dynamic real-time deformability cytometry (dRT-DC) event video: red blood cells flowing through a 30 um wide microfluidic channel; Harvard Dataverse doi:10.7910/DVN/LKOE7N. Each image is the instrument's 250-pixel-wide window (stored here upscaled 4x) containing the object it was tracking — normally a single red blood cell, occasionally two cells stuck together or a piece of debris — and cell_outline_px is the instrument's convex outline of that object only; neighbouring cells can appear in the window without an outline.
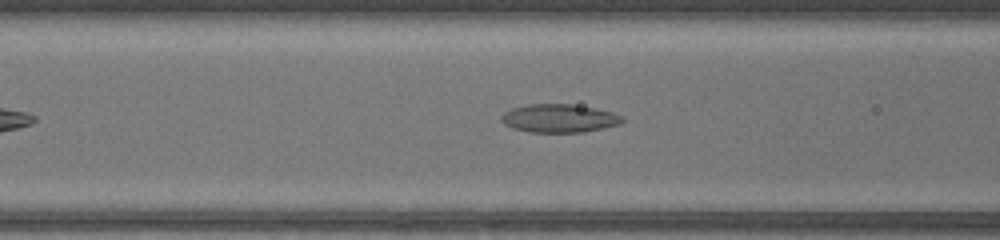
{"species": "common noctule bat (a hibernating species)", "species_latin": "Nyctalus noctula", "temperature_condition": "warm", "stored_images_in_passage": 35, "camera_frame_rate_fps": 3000, "um_per_image_px": 0.085, "animal": {"sex": "female", "body_mass_g": 17.0, "forearm_length_mm": 48.0}, "frame": {"image": 1, "passage_image": 11, "time_ms": 3.333, "image_size_px": [1000, 240], "cell_outline_px": [[624, 120], [620, 124], [584, 132], [532, 132], [512, 128], [504, 124], [500, 120], [500, 116], [504, 112], [512, 108], [528, 104], [572, 104], [596, 108], [612, 112], [620, 116]], "centroid_in_image_um": [47.5, 10.05], "position_along_channel_um": 119.1, "area_um2": 19.94}}
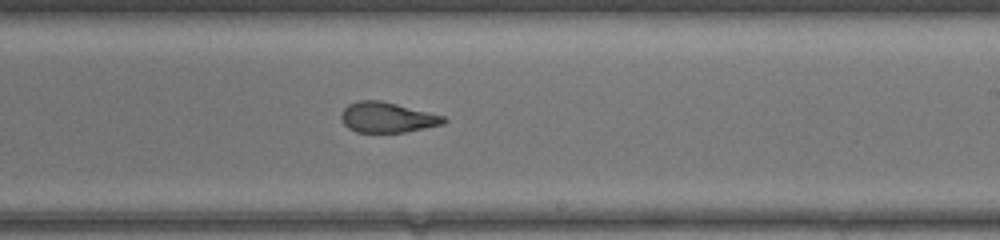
{"frame": {"image": 2, "passage_image": 20, "time_ms": 6.333, "image_size_px": [1000, 240], "cell_outline_px": [[448, 120], [444, 124], [404, 132], [356, 132], [348, 128], [344, 124], [340, 116], [344, 108], [348, 104], [360, 100], [380, 100], [444, 116]], "centroid_in_image_um": [32.9, 9.98], "position_along_channel_um": 256.1, "area_um2": 17.98}}
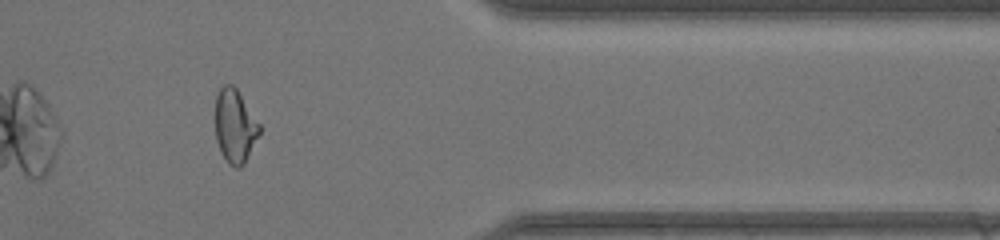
{"frame": {"image": 3, "passage_image": 30, "time_ms": 9.667, "image_size_px": [1000, 240], "cell_outline_px": [[260, 132], [244, 164], [240, 168], [236, 168], [228, 164], [220, 152], [216, 140], [216, 96], [220, 88], [224, 84], [232, 84], [236, 88], [260, 124]], "centroid_in_image_um": [19.96, 10.74], "position_along_channel_um": 391.4, "area_um2": 18.84}}